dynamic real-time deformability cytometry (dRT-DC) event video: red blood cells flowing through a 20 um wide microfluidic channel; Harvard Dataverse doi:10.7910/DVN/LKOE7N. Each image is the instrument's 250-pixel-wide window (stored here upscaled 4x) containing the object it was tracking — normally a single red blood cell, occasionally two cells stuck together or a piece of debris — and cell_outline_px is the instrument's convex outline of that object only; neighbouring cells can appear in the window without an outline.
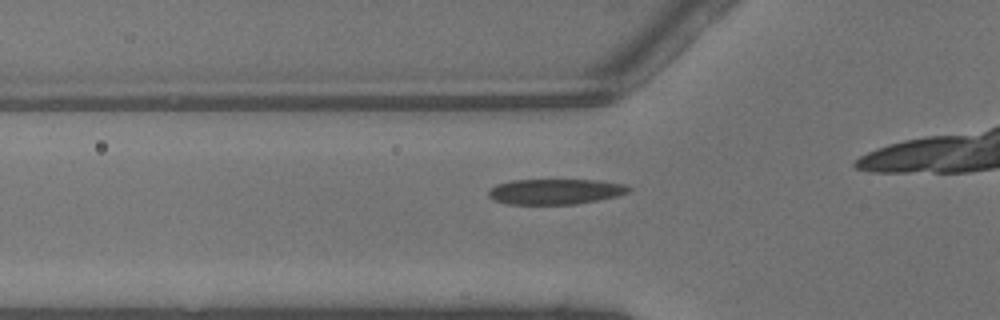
{"species": "common noctule bat (a hibernating species)", "species_latin": "Nyctalus noctula", "temperature_condition": "warm", "stored_images_in_passage": 27, "camera_frame_rate_fps": 3000, "um_per_image_px": 0.085, "animal": {"sex": "male", "body_mass_g": 13.3}, "frame": {"image": 1, "passage_image": 6, "time_ms": 1.667, "image_size_px": [1000, 320], "cell_outline_px": [[632, 188], [628, 192], [616, 196], [576, 204], [508, 204], [496, 200], [488, 196], [488, 192], [496, 184], [512, 180], [596, 180], [624, 184]], "centroid_in_image_um": [47.19, 16.28], "position_along_channel_um": 78.6, "area_um2": 20.58}}
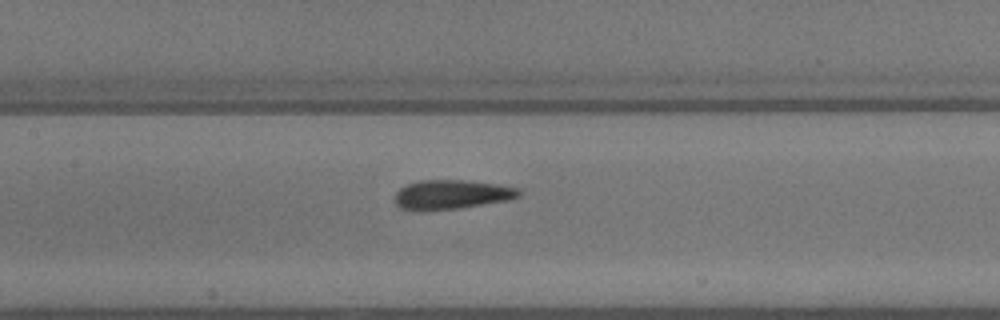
{"frame": {"image": 2, "passage_image": 12, "time_ms": 3.667, "image_size_px": [1000, 320], "cell_outline_px": [[520, 196], [508, 200], [456, 208], [428, 212], [424, 212], [400, 208], [392, 200], [396, 192], [400, 188], [408, 184], [420, 180], [460, 180], [496, 184], [520, 188]], "centroid_in_image_um": [38.31, 16.55], "position_along_channel_um": 169.1, "area_um2": 21.33}}
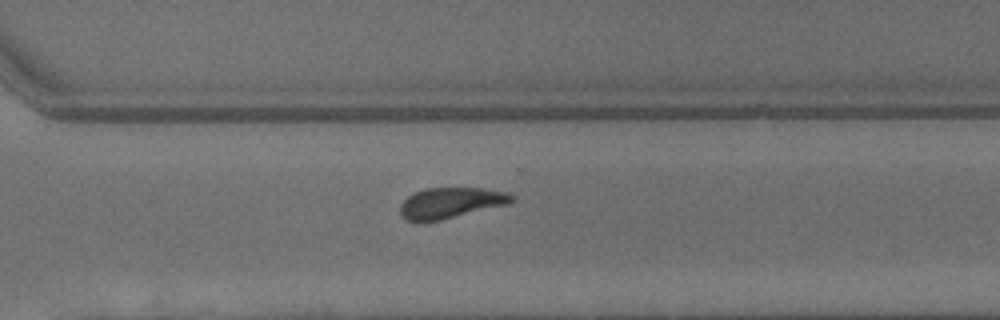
{"frame": {"image": 3, "passage_image": 23, "time_ms": 7.333, "image_size_px": [1000, 320], "cell_outline_px": [[516, 200], [508, 204], [440, 220], [420, 224], [416, 224], [404, 220], [400, 216], [400, 204], [408, 196], [424, 188], [480, 188], [508, 192], [516, 196]], "centroid_in_image_um": [38.27, 17.27], "position_along_channel_um": 332.3, "area_um2": 20.46}}